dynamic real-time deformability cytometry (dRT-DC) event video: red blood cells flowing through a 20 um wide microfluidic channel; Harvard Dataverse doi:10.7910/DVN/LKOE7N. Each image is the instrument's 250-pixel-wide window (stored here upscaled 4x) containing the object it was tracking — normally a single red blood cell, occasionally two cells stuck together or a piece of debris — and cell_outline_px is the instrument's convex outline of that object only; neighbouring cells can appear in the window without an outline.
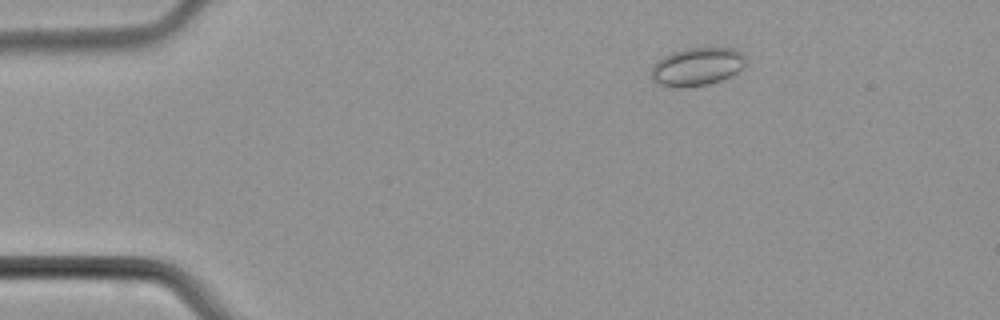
{"species": "common noctule bat (a hibernating species)", "species_latin": "Nyctalus noctula", "temperature_condition": "cold", "stored_images_in_passage": 48, "camera_frame_rate_fps": 3000, "um_per_image_px": 0.085, "animal": {"sex": "male", "body_mass_g": 21.5, "forearm_length_mm": 52.0}, "frame": {"image": 1, "passage_image": 7, "time_ms": 2.0, "image_size_px": [1000, 320], "cell_outline_px": [[744, 64], [736, 72], [720, 80], [708, 84], [680, 88], [676, 88], [656, 84], [652, 80], [652, 64], [656, 60], [672, 52], [688, 48], [732, 48], [740, 52], [744, 56]], "centroid_in_image_um": [59.17, 5.67], "position_along_channel_um": 25.8, "area_um2": 20.81}}
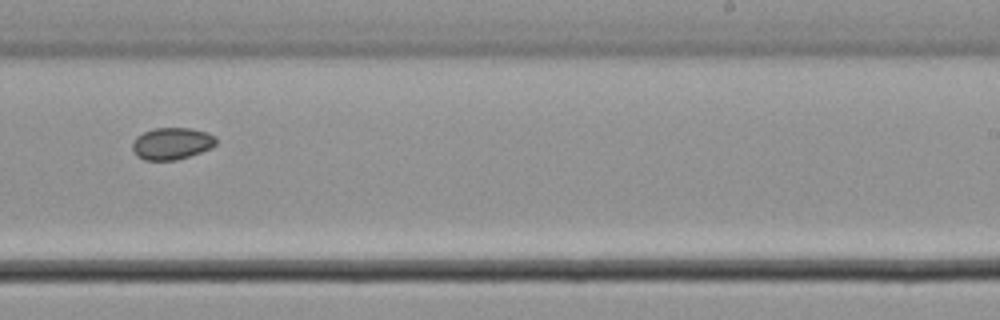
{"frame": {"image": 2, "passage_image": 30, "time_ms": 9.667, "image_size_px": [1000, 320], "cell_outline_px": [[216, 144], [212, 148], [176, 160], [144, 160], [136, 156], [132, 148], [132, 140], [136, 136], [152, 128], [192, 128], [208, 132], [216, 136]], "centroid_in_image_um": [14.59, 12.19], "position_along_channel_um": 274.4, "area_um2": 15.78}}
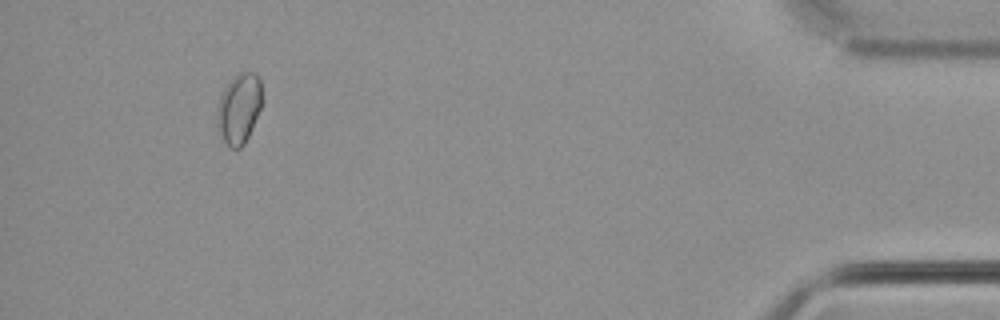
{"frame": {"image": 3, "passage_image": 45, "time_ms": 14.667, "image_size_px": [1000, 320], "cell_outline_px": [[264, 100], [248, 136], [244, 144], [240, 148], [228, 148], [216, 124], [216, 108], [220, 96], [228, 80], [244, 72], [256, 72], [260, 76]], "centroid_in_image_um": [20.33, 9.19], "position_along_channel_um": 414.9, "area_um2": 18.79}}